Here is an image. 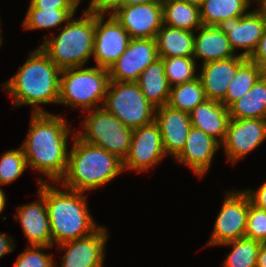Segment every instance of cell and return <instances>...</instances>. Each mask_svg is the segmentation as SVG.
Instances as JSON below:
<instances>
[{"instance_id":"obj_10","label":"cell","mask_w":266,"mask_h":267,"mask_svg":"<svg viewBox=\"0 0 266 267\" xmlns=\"http://www.w3.org/2000/svg\"><path fill=\"white\" fill-rule=\"evenodd\" d=\"M162 136L157 122L133 129L130 149L122 162L123 171L144 172L165 157Z\"/></svg>"},{"instance_id":"obj_23","label":"cell","mask_w":266,"mask_h":267,"mask_svg":"<svg viewBox=\"0 0 266 267\" xmlns=\"http://www.w3.org/2000/svg\"><path fill=\"white\" fill-rule=\"evenodd\" d=\"M155 40L159 58L193 57L194 32L163 24Z\"/></svg>"},{"instance_id":"obj_25","label":"cell","mask_w":266,"mask_h":267,"mask_svg":"<svg viewBox=\"0 0 266 267\" xmlns=\"http://www.w3.org/2000/svg\"><path fill=\"white\" fill-rule=\"evenodd\" d=\"M230 118L254 119L266 117V73L229 108Z\"/></svg>"},{"instance_id":"obj_40","label":"cell","mask_w":266,"mask_h":267,"mask_svg":"<svg viewBox=\"0 0 266 267\" xmlns=\"http://www.w3.org/2000/svg\"><path fill=\"white\" fill-rule=\"evenodd\" d=\"M13 239L0 232V258L14 250Z\"/></svg>"},{"instance_id":"obj_19","label":"cell","mask_w":266,"mask_h":267,"mask_svg":"<svg viewBox=\"0 0 266 267\" xmlns=\"http://www.w3.org/2000/svg\"><path fill=\"white\" fill-rule=\"evenodd\" d=\"M22 230L28 239L29 245L52 247L50 220L48 217L44 196L38 191V200L17 207Z\"/></svg>"},{"instance_id":"obj_15","label":"cell","mask_w":266,"mask_h":267,"mask_svg":"<svg viewBox=\"0 0 266 267\" xmlns=\"http://www.w3.org/2000/svg\"><path fill=\"white\" fill-rule=\"evenodd\" d=\"M107 229L100 226L88 236L57 245L67 250L62 258L61 267H103L105 258Z\"/></svg>"},{"instance_id":"obj_47","label":"cell","mask_w":266,"mask_h":267,"mask_svg":"<svg viewBox=\"0 0 266 267\" xmlns=\"http://www.w3.org/2000/svg\"><path fill=\"white\" fill-rule=\"evenodd\" d=\"M1 24V23H0ZM1 26V25H0ZM2 36H1V32H0V46H1V44H2V38H1Z\"/></svg>"},{"instance_id":"obj_5","label":"cell","mask_w":266,"mask_h":267,"mask_svg":"<svg viewBox=\"0 0 266 267\" xmlns=\"http://www.w3.org/2000/svg\"><path fill=\"white\" fill-rule=\"evenodd\" d=\"M95 14L84 11L80 19L72 16L59 32L40 45L50 60L61 70L81 67L93 56Z\"/></svg>"},{"instance_id":"obj_11","label":"cell","mask_w":266,"mask_h":267,"mask_svg":"<svg viewBox=\"0 0 266 267\" xmlns=\"http://www.w3.org/2000/svg\"><path fill=\"white\" fill-rule=\"evenodd\" d=\"M104 17L95 15L93 57L98 67L109 69L126 51L132 38L112 14L106 22Z\"/></svg>"},{"instance_id":"obj_28","label":"cell","mask_w":266,"mask_h":267,"mask_svg":"<svg viewBox=\"0 0 266 267\" xmlns=\"http://www.w3.org/2000/svg\"><path fill=\"white\" fill-rule=\"evenodd\" d=\"M265 72L252 60L246 59L233 77L225 98L221 103L229 108L235 101L247 93Z\"/></svg>"},{"instance_id":"obj_17","label":"cell","mask_w":266,"mask_h":267,"mask_svg":"<svg viewBox=\"0 0 266 267\" xmlns=\"http://www.w3.org/2000/svg\"><path fill=\"white\" fill-rule=\"evenodd\" d=\"M155 121L160 128L165 154L175 159L183 150L192 127L189 113L164 105L156 108Z\"/></svg>"},{"instance_id":"obj_20","label":"cell","mask_w":266,"mask_h":267,"mask_svg":"<svg viewBox=\"0 0 266 267\" xmlns=\"http://www.w3.org/2000/svg\"><path fill=\"white\" fill-rule=\"evenodd\" d=\"M246 59L237 55L236 57L202 64L198 77L202 83L206 98L221 102L225 98L237 68Z\"/></svg>"},{"instance_id":"obj_22","label":"cell","mask_w":266,"mask_h":267,"mask_svg":"<svg viewBox=\"0 0 266 267\" xmlns=\"http://www.w3.org/2000/svg\"><path fill=\"white\" fill-rule=\"evenodd\" d=\"M198 35L195 36L194 59L202 58L203 64L236 57L231 48L230 42L225 34L217 25H202L197 29Z\"/></svg>"},{"instance_id":"obj_34","label":"cell","mask_w":266,"mask_h":267,"mask_svg":"<svg viewBox=\"0 0 266 267\" xmlns=\"http://www.w3.org/2000/svg\"><path fill=\"white\" fill-rule=\"evenodd\" d=\"M245 237L266 241V210L253 204L248 195V215Z\"/></svg>"},{"instance_id":"obj_12","label":"cell","mask_w":266,"mask_h":267,"mask_svg":"<svg viewBox=\"0 0 266 267\" xmlns=\"http://www.w3.org/2000/svg\"><path fill=\"white\" fill-rule=\"evenodd\" d=\"M159 59L155 38H132L126 51L108 69L110 81L136 82Z\"/></svg>"},{"instance_id":"obj_41","label":"cell","mask_w":266,"mask_h":267,"mask_svg":"<svg viewBox=\"0 0 266 267\" xmlns=\"http://www.w3.org/2000/svg\"><path fill=\"white\" fill-rule=\"evenodd\" d=\"M256 267H266V241L260 244Z\"/></svg>"},{"instance_id":"obj_26","label":"cell","mask_w":266,"mask_h":267,"mask_svg":"<svg viewBox=\"0 0 266 267\" xmlns=\"http://www.w3.org/2000/svg\"><path fill=\"white\" fill-rule=\"evenodd\" d=\"M163 24L194 32L203 24L200 7L183 0H162Z\"/></svg>"},{"instance_id":"obj_30","label":"cell","mask_w":266,"mask_h":267,"mask_svg":"<svg viewBox=\"0 0 266 267\" xmlns=\"http://www.w3.org/2000/svg\"><path fill=\"white\" fill-rule=\"evenodd\" d=\"M77 9H38L31 3L27 10L23 26L24 29H50L66 23L74 16Z\"/></svg>"},{"instance_id":"obj_1","label":"cell","mask_w":266,"mask_h":267,"mask_svg":"<svg viewBox=\"0 0 266 267\" xmlns=\"http://www.w3.org/2000/svg\"><path fill=\"white\" fill-rule=\"evenodd\" d=\"M70 131L61 115L32 113L30 128L21 146L27 166L43 173L50 181L59 182L67 168Z\"/></svg>"},{"instance_id":"obj_16","label":"cell","mask_w":266,"mask_h":267,"mask_svg":"<svg viewBox=\"0 0 266 267\" xmlns=\"http://www.w3.org/2000/svg\"><path fill=\"white\" fill-rule=\"evenodd\" d=\"M112 15L131 38H155L163 25L162 3L122 6Z\"/></svg>"},{"instance_id":"obj_36","label":"cell","mask_w":266,"mask_h":267,"mask_svg":"<svg viewBox=\"0 0 266 267\" xmlns=\"http://www.w3.org/2000/svg\"><path fill=\"white\" fill-rule=\"evenodd\" d=\"M123 0H96L85 11L95 15L113 14L118 8L122 7Z\"/></svg>"},{"instance_id":"obj_27","label":"cell","mask_w":266,"mask_h":267,"mask_svg":"<svg viewBox=\"0 0 266 267\" xmlns=\"http://www.w3.org/2000/svg\"><path fill=\"white\" fill-rule=\"evenodd\" d=\"M251 3L252 0H205L200 6L202 24L215 26L223 20L241 17L248 13Z\"/></svg>"},{"instance_id":"obj_7","label":"cell","mask_w":266,"mask_h":267,"mask_svg":"<svg viewBox=\"0 0 266 267\" xmlns=\"http://www.w3.org/2000/svg\"><path fill=\"white\" fill-rule=\"evenodd\" d=\"M81 127L84 132L76 135L82 141L105 149L123 162L130 149L132 128L101 106L88 111Z\"/></svg>"},{"instance_id":"obj_32","label":"cell","mask_w":266,"mask_h":267,"mask_svg":"<svg viewBox=\"0 0 266 267\" xmlns=\"http://www.w3.org/2000/svg\"><path fill=\"white\" fill-rule=\"evenodd\" d=\"M165 68V75L171 87L194 80L196 74V60L193 57L161 58Z\"/></svg>"},{"instance_id":"obj_14","label":"cell","mask_w":266,"mask_h":267,"mask_svg":"<svg viewBox=\"0 0 266 267\" xmlns=\"http://www.w3.org/2000/svg\"><path fill=\"white\" fill-rule=\"evenodd\" d=\"M217 26L227 34L235 54L236 49L242 48L244 51L239 55L249 59L265 31L266 16L255 9L241 17L223 20Z\"/></svg>"},{"instance_id":"obj_18","label":"cell","mask_w":266,"mask_h":267,"mask_svg":"<svg viewBox=\"0 0 266 267\" xmlns=\"http://www.w3.org/2000/svg\"><path fill=\"white\" fill-rule=\"evenodd\" d=\"M220 146L222 145L213 137L192 126L183 150L175 159L178 163L189 166L201 178L211 167Z\"/></svg>"},{"instance_id":"obj_13","label":"cell","mask_w":266,"mask_h":267,"mask_svg":"<svg viewBox=\"0 0 266 267\" xmlns=\"http://www.w3.org/2000/svg\"><path fill=\"white\" fill-rule=\"evenodd\" d=\"M266 140V120L264 118H230L224 142L227 161L233 163L245 158Z\"/></svg>"},{"instance_id":"obj_29","label":"cell","mask_w":266,"mask_h":267,"mask_svg":"<svg viewBox=\"0 0 266 267\" xmlns=\"http://www.w3.org/2000/svg\"><path fill=\"white\" fill-rule=\"evenodd\" d=\"M206 99L202 83L197 77L194 80L171 87L167 105L173 109L190 113Z\"/></svg>"},{"instance_id":"obj_33","label":"cell","mask_w":266,"mask_h":267,"mask_svg":"<svg viewBox=\"0 0 266 267\" xmlns=\"http://www.w3.org/2000/svg\"><path fill=\"white\" fill-rule=\"evenodd\" d=\"M27 167L22 147L4 152L0 158V185L15 181Z\"/></svg>"},{"instance_id":"obj_44","label":"cell","mask_w":266,"mask_h":267,"mask_svg":"<svg viewBox=\"0 0 266 267\" xmlns=\"http://www.w3.org/2000/svg\"><path fill=\"white\" fill-rule=\"evenodd\" d=\"M259 3H257L260 7L259 9H256L258 12L264 14L266 16V0H255Z\"/></svg>"},{"instance_id":"obj_46","label":"cell","mask_w":266,"mask_h":267,"mask_svg":"<svg viewBox=\"0 0 266 267\" xmlns=\"http://www.w3.org/2000/svg\"><path fill=\"white\" fill-rule=\"evenodd\" d=\"M95 1L96 0H91L90 1L91 3L89 2L90 5H88V7L91 6ZM73 3L75 5V7L78 8L79 4L81 3V0H73Z\"/></svg>"},{"instance_id":"obj_2","label":"cell","mask_w":266,"mask_h":267,"mask_svg":"<svg viewBox=\"0 0 266 267\" xmlns=\"http://www.w3.org/2000/svg\"><path fill=\"white\" fill-rule=\"evenodd\" d=\"M61 69L40 48L29 53L26 62L2 87L14 100V105L33 106L32 113H47L40 105L59 102Z\"/></svg>"},{"instance_id":"obj_45","label":"cell","mask_w":266,"mask_h":267,"mask_svg":"<svg viewBox=\"0 0 266 267\" xmlns=\"http://www.w3.org/2000/svg\"><path fill=\"white\" fill-rule=\"evenodd\" d=\"M183 1H186L190 4L196 5L198 7H200L205 2V0H183Z\"/></svg>"},{"instance_id":"obj_42","label":"cell","mask_w":266,"mask_h":267,"mask_svg":"<svg viewBox=\"0 0 266 267\" xmlns=\"http://www.w3.org/2000/svg\"><path fill=\"white\" fill-rule=\"evenodd\" d=\"M147 3H162V0H123L122 6L147 4Z\"/></svg>"},{"instance_id":"obj_9","label":"cell","mask_w":266,"mask_h":267,"mask_svg":"<svg viewBox=\"0 0 266 267\" xmlns=\"http://www.w3.org/2000/svg\"><path fill=\"white\" fill-rule=\"evenodd\" d=\"M225 196L208 242L209 246L222 245L245 237L248 194L245 191H226Z\"/></svg>"},{"instance_id":"obj_3","label":"cell","mask_w":266,"mask_h":267,"mask_svg":"<svg viewBox=\"0 0 266 267\" xmlns=\"http://www.w3.org/2000/svg\"><path fill=\"white\" fill-rule=\"evenodd\" d=\"M38 181V191L44 196L50 220L52 247L88 236L100 227L89 213L84 192L67 188L62 191L42 178Z\"/></svg>"},{"instance_id":"obj_6","label":"cell","mask_w":266,"mask_h":267,"mask_svg":"<svg viewBox=\"0 0 266 267\" xmlns=\"http://www.w3.org/2000/svg\"><path fill=\"white\" fill-rule=\"evenodd\" d=\"M109 82L106 68L81 66L62 69L58 104L85 111L93 110L98 105L102 107Z\"/></svg>"},{"instance_id":"obj_39","label":"cell","mask_w":266,"mask_h":267,"mask_svg":"<svg viewBox=\"0 0 266 267\" xmlns=\"http://www.w3.org/2000/svg\"><path fill=\"white\" fill-rule=\"evenodd\" d=\"M245 192L249 195L253 204L266 210V182L257 191L248 189Z\"/></svg>"},{"instance_id":"obj_35","label":"cell","mask_w":266,"mask_h":267,"mask_svg":"<svg viewBox=\"0 0 266 267\" xmlns=\"http://www.w3.org/2000/svg\"><path fill=\"white\" fill-rule=\"evenodd\" d=\"M46 248L53 247L29 245L27 250L18 256L14 267H56L51 254L42 252Z\"/></svg>"},{"instance_id":"obj_21","label":"cell","mask_w":266,"mask_h":267,"mask_svg":"<svg viewBox=\"0 0 266 267\" xmlns=\"http://www.w3.org/2000/svg\"><path fill=\"white\" fill-rule=\"evenodd\" d=\"M189 115L193 127L199 128L220 144L224 142L230 115L228 108L221 102L206 99L192 110Z\"/></svg>"},{"instance_id":"obj_31","label":"cell","mask_w":266,"mask_h":267,"mask_svg":"<svg viewBox=\"0 0 266 267\" xmlns=\"http://www.w3.org/2000/svg\"><path fill=\"white\" fill-rule=\"evenodd\" d=\"M261 242L243 237L222 245H232L233 249L224 262V267H256Z\"/></svg>"},{"instance_id":"obj_37","label":"cell","mask_w":266,"mask_h":267,"mask_svg":"<svg viewBox=\"0 0 266 267\" xmlns=\"http://www.w3.org/2000/svg\"><path fill=\"white\" fill-rule=\"evenodd\" d=\"M30 3L38 9H77L73 0H31Z\"/></svg>"},{"instance_id":"obj_8","label":"cell","mask_w":266,"mask_h":267,"mask_svg":"<svg viewBox=\"0 0 266 267\" xmlns=\"http://www.w3.org/2000/svg\"><path fill=\"white\" fill-rule=\"evenodd\" d=\"M102 107L132 129L155 120L156 107L136 82L110 81Z\"/></svg>"},{"instance_id":"obj_43","label":"cell","mask_w":266,"mask_h":267,"mask_svg":"<svg viewBox=\"0 0 266 267\" xmlns=\"http://www.w3.org/2000/svg\"><path fill=\"white\" fill-rule=\"evenodd\" d=\"M5 206H6V196L4 194V191L0 188V214L4 210Z\"/></svg>"},{"instance_id":"obj_24","label":"cell","mask_w":266,"mask_h":267,"mask_svg":"<svg viewBox=\"0 0 266 267\" xmlns=\"http://www.w3.org/2000/svg\"><path fill=\"white\" fill-rule=\"evenodd\" d=\"M141 92L156 108L167 105L171 86L165 75V68L161 58L149 64L136 81Z\"/></svg>"},{"instance_id":"obj_4","label":"cell","mask_w":266,"mask_h":267,"mask_svg":"<svg viewBox=\"0 0 266 267\" xmlns=\"http://www.w3.org/2000/svg\"><path fill=\"white\" fill-rule=\"evenodd\" d=\"M73 140L66 172L58 182L61 187L79 192L94 190L123 172L122 161L115 155L82 141L76 132Z\"/></svg>"},{"instance_id":"obj_38","label":"cell","mask_w":266,"mask_h":267,"mask_svg":"<svg viewBox=\"0 0 266 267\" xmlns=\"http://www.w3.org/2000/svg\"><path fill=\"white\" fill-rule=\"evenodd\" d=\"M249 59L266 73V28L263 36L259 40L256 50Z\"/></svg>"}]
</instances>
